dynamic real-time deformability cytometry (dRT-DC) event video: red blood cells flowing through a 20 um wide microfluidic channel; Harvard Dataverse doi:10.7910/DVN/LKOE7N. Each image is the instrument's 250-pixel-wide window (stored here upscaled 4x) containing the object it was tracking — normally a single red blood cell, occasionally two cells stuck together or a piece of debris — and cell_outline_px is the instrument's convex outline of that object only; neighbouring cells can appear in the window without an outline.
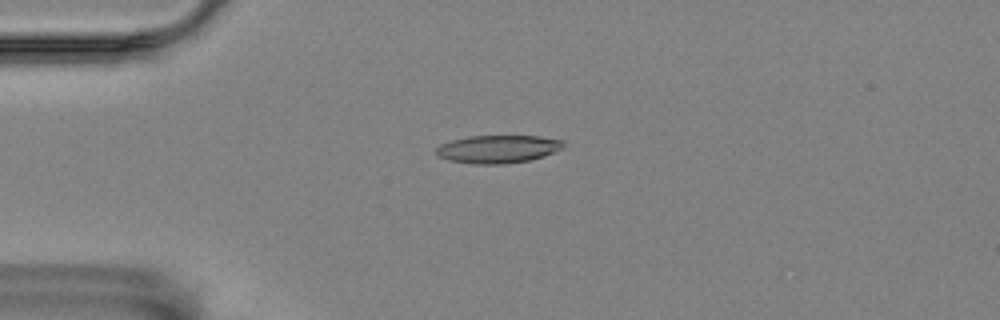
{"species": "Egyptian fruit bat (a non-hibernating species)", "species_latin": "Rousettus aegyptiacus", "temperature_condition": "room temperature", "stored_images_in_passage": 45, "camera_frame_rate_fps": 3000, "um_per_image_px": 0.085, "animal": {"sex": "female"}, "frame": {"image": 1, "passage_image": 3, "time_ms": 0.667, "image_size_px": [1000, 320], "cell_outline_px": [[564, 148], [544, 156], [528, 160], [504, 164], [472, 164], [448, 160], [440, 156], [436, 152], [436, 148], [440, 144], [452, 140], [468, 136], [540, 136], [564, 140]], "centroid_in_image_um": [42.34, 12.67], "position_along_channel_um": 42.7, "area_um2": 20.75}}
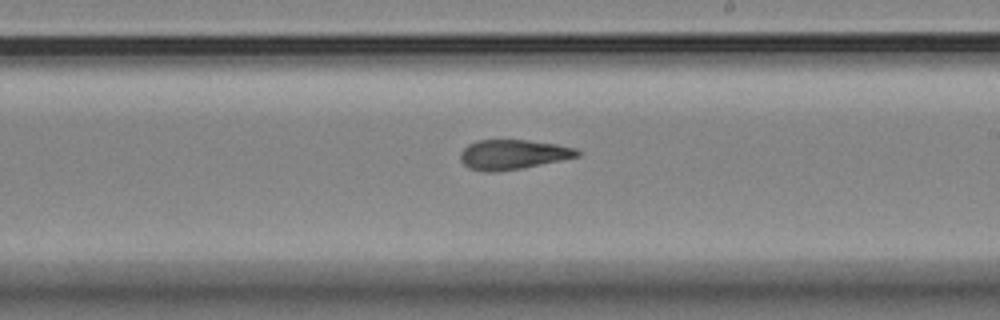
{"frame": {"image": 2, "passage_image": 22, "time_ms": 7.0, "image_size_px": [1000, 320], "cell_outline_px": [[580, 156], [520, 168], [496, 172], [484, 172], [468, 168], [460, 160], [460, 152], [468, 144], [476, 140], [528, 140], [556, 144], [576, 148], [580, 152]], "centroid_in_image_um": [43.56, 13.13], "position_along_channel_um": 245.4, "area_um2": 20.23}}
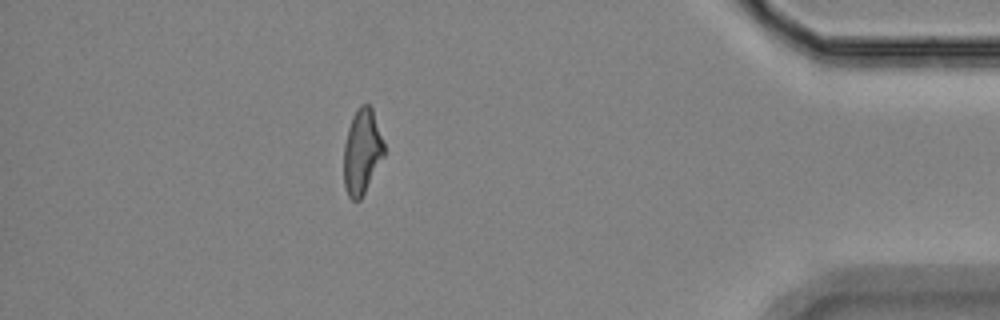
{"frame": {"image": 3, "passage_image": 39, "time_ms": 12.667, "image_size_px": [1000, 320], "cell_outline_px": [[384, 156], [360, 200], [352, 200], [348, 196], [344, 188], [344, 144], [348, 128], [352, 116], [356, 108], [360, 104], [368, 104], [372, 108], [384, 144]], "centroid_in_image_um": [30.75, 12.88], "position_along_channel_um": 404.4, "area_um2": 19.94}, "authors_computed_cell_mechanics": {"area_um2": 20.7502, "velocity_mm_per_s": 3.5586, "shape_relaxation_time_tau1_ms": null, "shape_relaxation_time_tau2_ms": 3.1012, "deformation_change_tau1": null, "deformation_change_tau2": 0.1261}}